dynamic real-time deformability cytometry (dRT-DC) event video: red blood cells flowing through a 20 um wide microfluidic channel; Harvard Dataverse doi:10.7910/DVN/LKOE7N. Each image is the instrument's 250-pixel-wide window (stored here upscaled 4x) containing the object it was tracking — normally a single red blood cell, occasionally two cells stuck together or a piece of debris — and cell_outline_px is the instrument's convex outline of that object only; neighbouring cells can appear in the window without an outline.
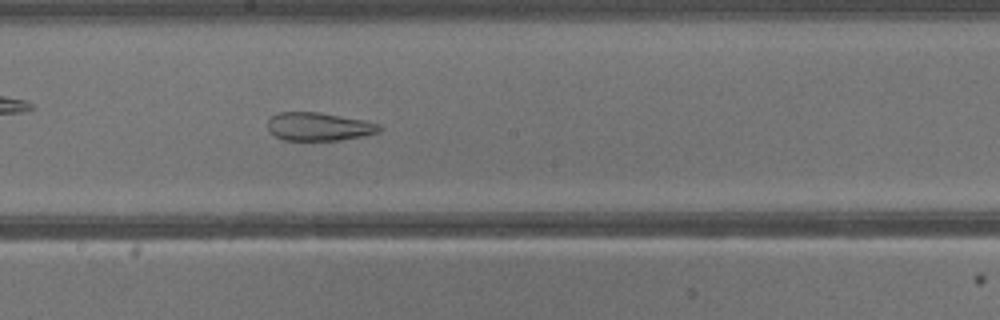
{"species": "common noctule bat (a hibernating species)", "species_latin": "Nyctalus noctula", "temperature_condition": "warm", "stored_images_in_passage": 30, "camera_frame_rate_fps": 3000, "um_per_image_px": 0.085, "animal": {"sex": "male", "body_mass_g": 13.3}, "frame": {"image": 1, "passage_image": 13, "time_ms": 4.0, "image_size_px": [1000, 320], "cell_outline_px": [[380, 132], [364, 136], [340, 140], [284, 140], [268, 132], [268, 120], [276, 112], [320, 112], [368, 120], [380, 124]], "centroid_in_image_um": [27.12, 10.75], "position_along_channel_um": 221.1, "area_um2": 18.67}}